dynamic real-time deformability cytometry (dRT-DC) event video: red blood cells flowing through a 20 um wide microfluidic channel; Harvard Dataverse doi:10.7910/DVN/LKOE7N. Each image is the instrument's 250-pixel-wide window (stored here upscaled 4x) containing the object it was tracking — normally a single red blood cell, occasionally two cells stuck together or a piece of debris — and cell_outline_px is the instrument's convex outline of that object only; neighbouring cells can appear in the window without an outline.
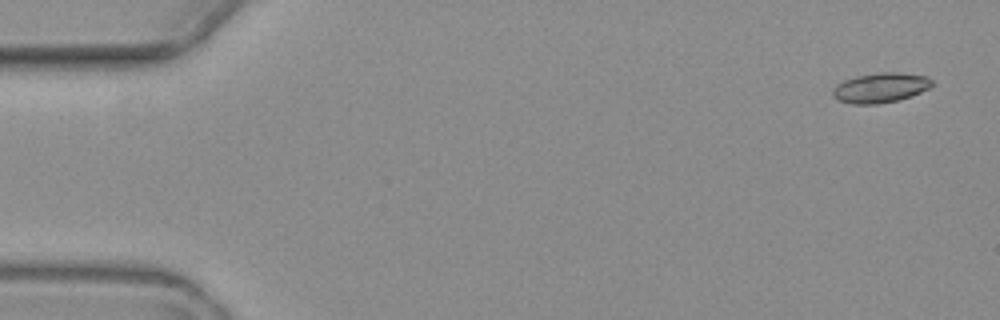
{"species": "common noctule bat (a hibernating species)", "species_latin": "Nyctalus noctula", "temperature_condition": "warm", "stored_images_in_passage": 5, "camera_frame_rate_fps": 3000, "um_per_image_px": 0.085, "animal": {"sex": "female", "body_mass_g": 19.3, "forearm_length_mm": 54.1}, "frame": {"image": 1, "passage_image": 1, "time_ms": 0.0, "image_size_px": [1000, 320], "cell_outline_px": [[932, 84], [928, 88], [920, 92], [896, 100], [876, 104], [852, 104], [840, 100], [832, 96], [832, 88], [836, 84], [844, 80], [856, 76], [880, 72], [896, 72], [928, 76], [932, 80]], "centroid_in_image_um": [74.8, 7.44], "position_along_channel_um": 10.2, "area_um2": 17.11}}